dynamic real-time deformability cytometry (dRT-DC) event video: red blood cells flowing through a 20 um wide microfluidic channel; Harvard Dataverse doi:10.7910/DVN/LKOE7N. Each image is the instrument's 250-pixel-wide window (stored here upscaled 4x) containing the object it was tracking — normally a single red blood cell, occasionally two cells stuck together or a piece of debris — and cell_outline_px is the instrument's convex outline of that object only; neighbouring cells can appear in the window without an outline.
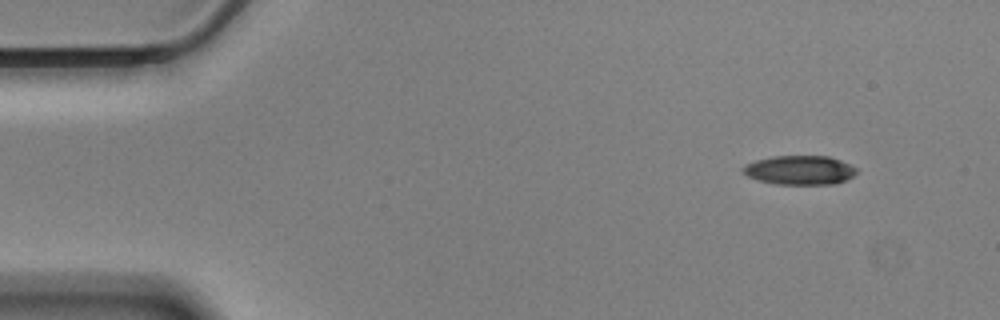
{"species": "Egyptian fruit bat (a non-hibernating species)", "species_latin": "Rousettus aegyptiacus", "temperature_condition": "cold", "stored_images_in_passage": 52, "camera_frame_rate_fps": 3000, "um_per_image_px": 0.085, "animal": {"sex": "male"}, "frame": {"image": 1, "passage_image": 1, "time_ms": 0.0, "image_size_px": [1000, 320], "cell_outline_px": [[856, 172], [852, 176], [844, 180], [832, 184], [776, 184], [760, 180], [748, 176], [740, 168], [756, 160], [772, 156], [828, 156], [840, 160], [856, 168]], "centroid_in_image_um": [67.96, 14.45], "position_along_channel_um": 17.0, "area_um2": 18.96}}
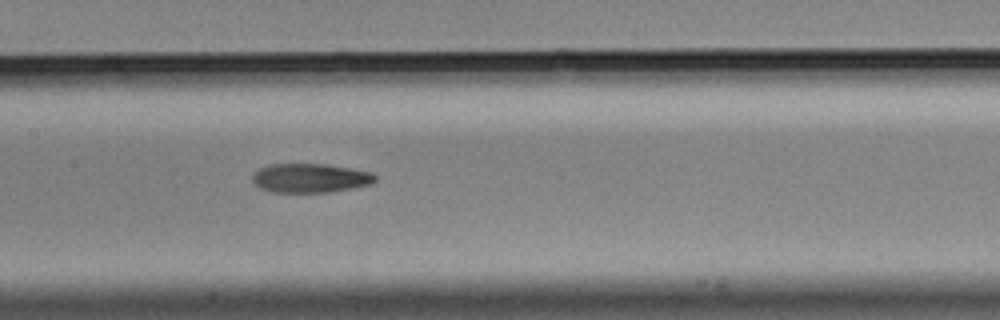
{"frame": {"image": 2, "passage_image": 23, "time_ms": 7.333, "image_size_px": [1000, 320], "cell_outline_px": [[376, 180], [372, 184], [352, 188], [328, 192], [272, 192], [260, 188], [252, 184], [252, 176], [260, 168], [272, 164], [328, 164], [372, 172], [376, 176]], "centroid_in_image_um": [26.37, 15.14], "position_along_channel_um": 181.0, "area_um2": 20.87}}
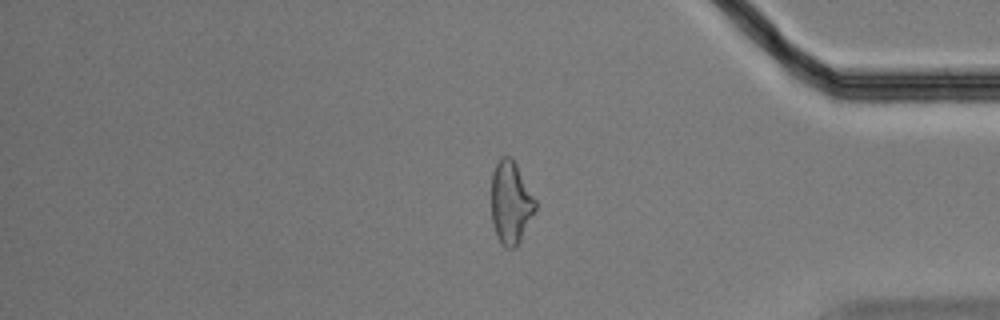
{"frame": {"image": 3, "passage_image": 43, "time_ms": 14.0, "image_size_px": [1000, 320], "cell_outline_px": [[536, 208], [520, 240], [512, 248], [508, 248], [500, 244], [496, 236], [492, 224], [492, 172], [500, 156], [512, 156], [536, 200]], "centroid_in_image_um": [43.39, 17.19], "position_along_channel_um": 391.8, "area_um2": 21.1}, "authors_computed_cell_mechanics": {"area_um2": 21.4438, "velocity_mm_per_s": 3.5117, "shape_relaxation_time_tau1_ms": 5.1404, "shape_relaxation_time_tau2_ms": 5.2773, "deformation_change_tau1": 0.1819, "deformation_change_tau2": 0.1464}}